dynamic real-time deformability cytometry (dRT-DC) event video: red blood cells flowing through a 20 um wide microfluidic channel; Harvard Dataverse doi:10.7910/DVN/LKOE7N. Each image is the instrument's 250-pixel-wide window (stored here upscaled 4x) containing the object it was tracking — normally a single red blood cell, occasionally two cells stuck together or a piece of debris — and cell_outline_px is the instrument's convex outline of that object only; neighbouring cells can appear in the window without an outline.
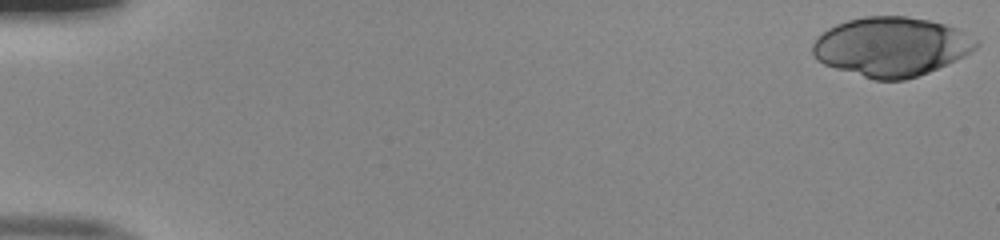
{"species": "human", "species_latin": "Homo sapiens", "temperature_condition": "room temperature", "stored_images_in_passage": 51, "camera_frame_rate_fps": 3000, "um_per_image_px": 0.085, "donor": {"sex": "male"}, "frame": {"image": 1, "passage_image": 1, "time_ms": 0.0, "image_size_px": [1000, 240], "cell_outline_px": [[980, 44], [976, 48], [964, 56], [948, 64], [928, 72], [904, 80], [876, 80], [836, 68], [824, 64], [816, 60], [812, 52], [812, 44], [816, 36], [828, 28], [836, 24], [848, 20], [864, 16], [908, 16], [928, 20], [944, 24], [956, 28], [980, 40]], "centroid_in_image_um": [75.75, 3.96], "position_along_channel_um": 9.2, "area_um2": 56.47}}
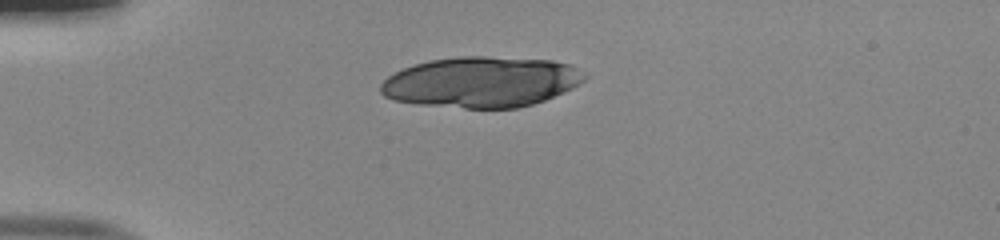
{"frame": {"image": 2, "passage_image": 14, "time_ms": 4.333, "image_size_px": [1000, 240], "cell_outline_px": [[588, 76], [580, 84], [572, 88], [544, 100], [532, 104], [516, 108], [464, 108], [420, 104], [392, 100], [384, 96], [380, 92], [380, 84], [388, 76], [404, 68], [428, 60], [460, 56], [484, 56], [552, 60], [568, 64], [576, 68]], "centroid_in_image_um": [40.9, 6.97], "position_along_channel_um": 44.1, "area_um2": 60.11}}